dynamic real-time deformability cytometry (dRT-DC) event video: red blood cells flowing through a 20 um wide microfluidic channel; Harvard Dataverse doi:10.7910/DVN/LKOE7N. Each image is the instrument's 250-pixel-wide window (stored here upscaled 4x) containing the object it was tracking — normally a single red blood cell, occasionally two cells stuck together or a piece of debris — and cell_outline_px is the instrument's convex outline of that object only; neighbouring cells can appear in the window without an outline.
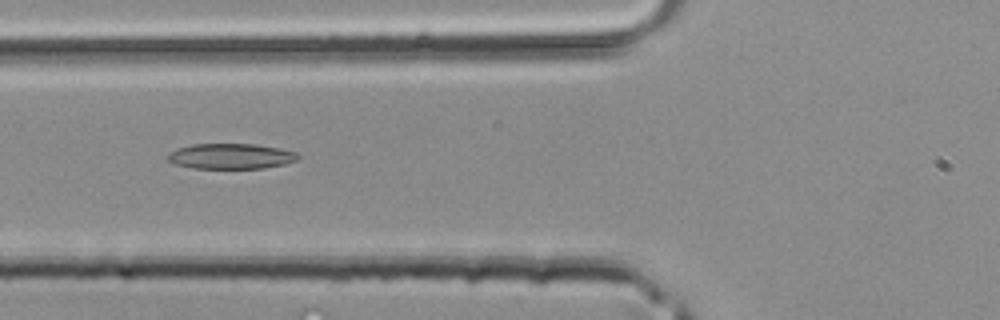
{"species": "common noctule bat (a hibernating species)", "species_latin": "Nyctalus noctula", "temperature_condition": "room temperature", "stored_images_in_passage": 32, "camera_frame_rate_fps": 3000, "um_per_image_px": 0.085, "animal": {"sex": "male", "body_mass_g": 20.4}, "frame": {"image": 1, "passage_image": 7, "time_ms": 2.0, "image_size_px": [1000, 320], "cell_outline_px": [[300, 156], [296, 160], [284, 164], [264, 168], [192, 168], [172, 164], [168, 160], [168, 156], [176, 148], [192, 144], [256, 144], [280, 148], [296, 152]], "centroid_in_image_um": [19.62, 13.28], "position_along_channel_um": 106.2, "area_um2": 19.31}}
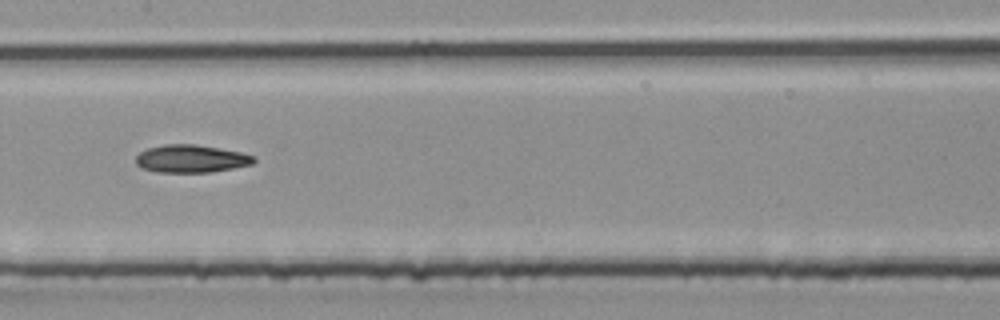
{"frame": {"image": 2, "passage_image": 12, "time_ms": 3.667, "image_size_px": [1000, 320], "cell_outline_px": [[256, 160], [252, 164], [232, 168], [208, 172], [156, 172], [140, 168], [136, 164], [136, 156], [140, 152], [148, 148], [164, 144], [196, 144], [220, 148], [240, 152], [256, 156]], "centroid_in_image_um": [16.23, 13.48], "position_along_channel_um": 191.2, "area_um2": 19.13}}
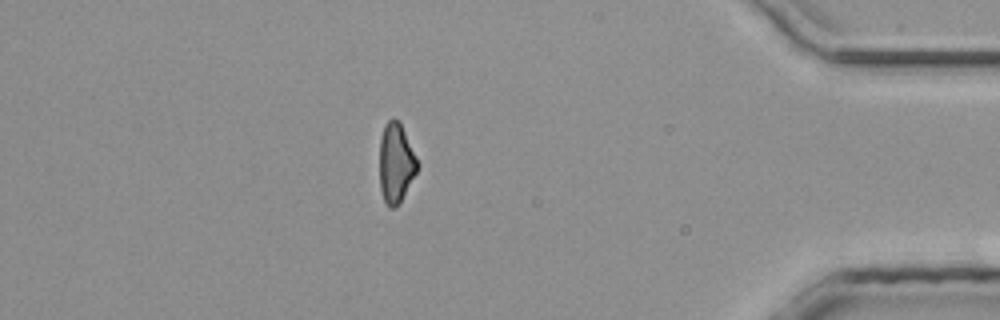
{"frame": {"image": 3, "passage_image": 27, "time_ms": 8.667, "image_size_px": [1000, 320], "cell_outline_px": [[420, 164], [416, 172], [396, 208], [388, 208], [384, 200], [380, 188], [380, 136], [384, 124], [392, 116], [400, 120]], "centroid_in_image_um": [33.65, 13.79], "position_along_channel_um": 401.6, "area_um2": 17.8}}